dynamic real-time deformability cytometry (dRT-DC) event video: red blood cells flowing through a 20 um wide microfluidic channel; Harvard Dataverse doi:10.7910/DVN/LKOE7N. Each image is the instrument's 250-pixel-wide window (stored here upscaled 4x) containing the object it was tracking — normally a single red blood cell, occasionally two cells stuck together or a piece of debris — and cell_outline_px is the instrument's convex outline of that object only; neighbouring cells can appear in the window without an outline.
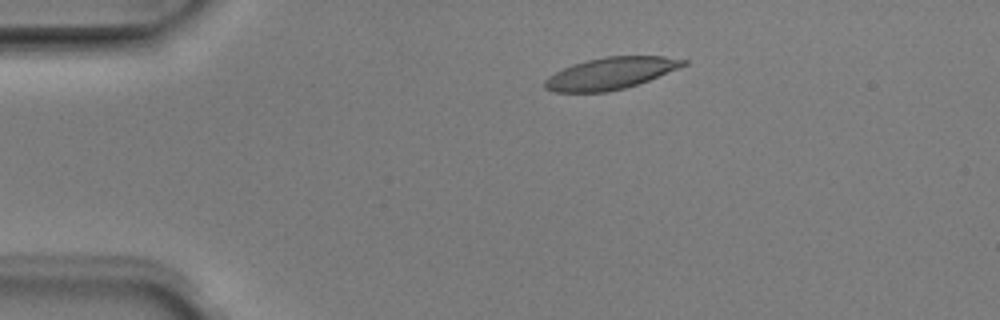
{"species": "Egyptian fruit bat (a non-hibernating species)", "species_latin": "Rousettus aegyptiacus", "temperature_condition": "room temperature", "stored_images_in_passage": 6, "camera_frame_rate_fps": 3000, "um_per_image_px": 0.085, "animal": {"sex": "male"}, "frame": {"image": 1, "passage_image": 2, "time_ms": 0.333, "image_size_px": [1000, 320], "cell_outline_px": [[688, 64], [648, 80], [624, 88], [604, 92], [552, 92], [544, 88], [544, 80], [548, 76], [572, 64], [604, 56], [664, 56], [688, 60]], "centroid_in_image_um": [51.88, 6.23], "position_along_channel_um": 33.1, "area_um2": 25.55}}
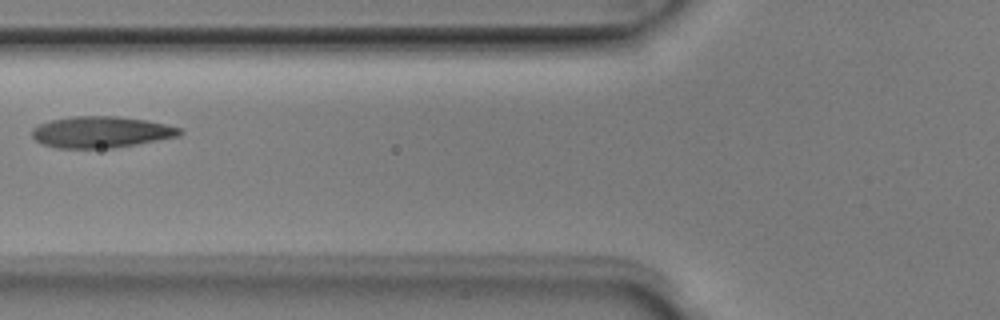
{"frame": {"image": 2, "passage_image": 5, "time_ms": 1.333, "image_size_px": [1000, 320], "cell_outline_px": [[184, 132], [180, 136], [136, 144], [112, 148], [56, 148], [40, 144], [32, 136], [32, 128], [48, 120], [72, 116], [116, 116], [144, 120], [164, 124], [180, 128]], "centroid_in_image_um": [8.55, 11.23], "position_along_channel_um": 117.2, "area_um2": 27.05}}
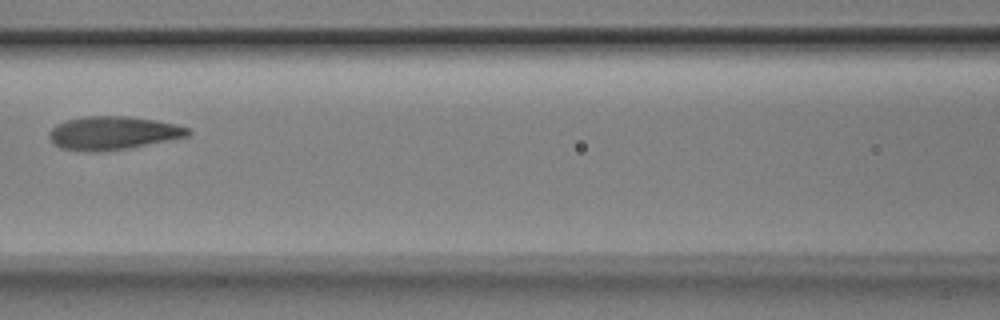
{"frame": {"image": 3, "passage_image": 6, "time_ms": 1.667, "image_size_px": [1000, 320], "cell_outline_px": [[192, 132], [188, 136], [132, 148], [100, 152], [88, 152], [60, 148], [52, 144], [48, 136], [48, 132], [56, 124], [68, 120], [84, 116], [128, 116], [156, 120], [176, 124], [192, 128]], "centroid_in_image_um": [9.61, 11.32], "position_along_channel_um": 157.0, "area_um2": 27.46}}